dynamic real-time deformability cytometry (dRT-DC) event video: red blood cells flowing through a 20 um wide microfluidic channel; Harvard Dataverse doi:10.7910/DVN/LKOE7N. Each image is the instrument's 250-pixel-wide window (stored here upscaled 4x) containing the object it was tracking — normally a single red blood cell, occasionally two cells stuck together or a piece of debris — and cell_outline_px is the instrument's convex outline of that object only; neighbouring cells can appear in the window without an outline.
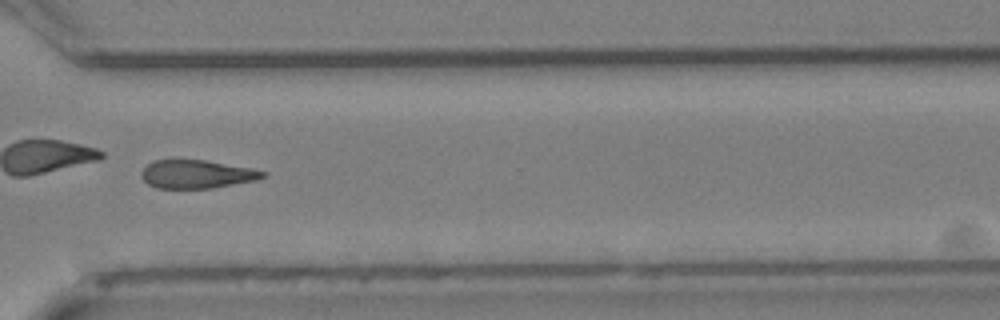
{"species": "Egyptian fruit bat (a non-hibernating species)", "species_latin": "Rousettus aegyptiacus", "temperature_condition": "cold", "stored_images_in_passage": 27, "camera_frame_rate_fps": 3000, "um_per_image_px": 0.085, "animal": {"sex": "female"}, "frame": {"image": 1, "passage_image": 20, "time_ms": 6.333, "image_size_px": [1000, 320], "cell_outline_px": [[268, 176], [256, 180], [212, 188], [156, 188], [148, 184], [140, 176], [140, 172], [152, 160], [172, 156], [204, 160], [252, 168], [268, 172]], "centroid_in_image_um": [16.67, 14.76], "position_along_channel_um": 353.9, "area_um2": 20.87}}